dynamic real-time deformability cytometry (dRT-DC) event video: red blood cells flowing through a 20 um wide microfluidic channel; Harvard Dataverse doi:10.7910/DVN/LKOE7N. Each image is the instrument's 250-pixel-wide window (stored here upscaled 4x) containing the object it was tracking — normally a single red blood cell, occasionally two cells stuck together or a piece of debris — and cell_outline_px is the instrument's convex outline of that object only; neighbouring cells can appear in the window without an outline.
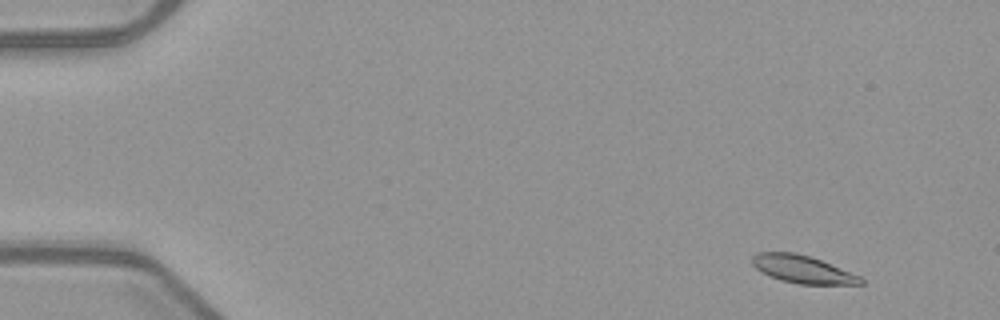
{"species": "common noctule bat (a hibernating species)", "species_latin": "Nyctalus noctula", "temperature_condition": "warm", "stored_images_in_passage": 52, "camera_frame_rate_fps": 3000, "um_per_image_px": 0.085, "animal": {"sex": "female", "body_mass_g": 21.9}, "frame": {"image": 1, "passage_image": 4, "time_ms": 1.0, "image_size_px": [1000, 320], "cell_outline_px": [[864, 284], [796, 284], [768, 276], [760, 272], [752, 264], [752, 256], [756, 252], [796, 252], [820, 260], [860, 276], [864, 280]], "centroid_in_image_um": [68.17, 22.89], "position_along_channel_um": 16.8, "area_um2": 17.46}}
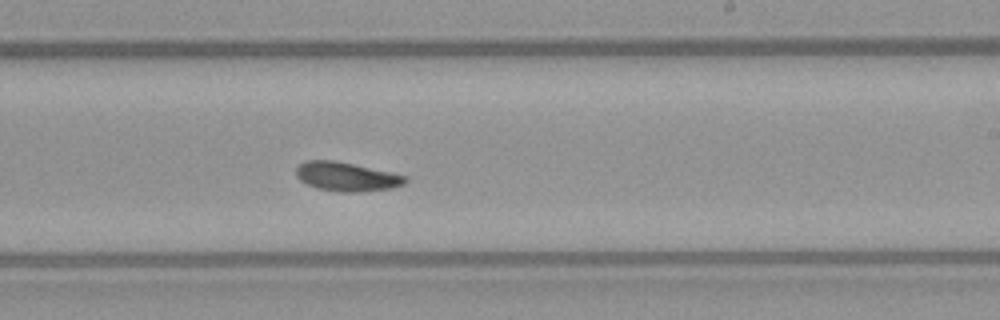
{"frame": {"image": 2, "passage_image": 32, "time_ms": 10.333, "image_size_px": [1000, 320], "cell_outline_px": [[408, 180], [404, 184], [392, 188], [360, 192], [340, 192], [316, 188], [300, 180], [296, 176], [296, 168], [304, 160], [336, 160], [392, 172], [408, 176]], "centroid_in_image_um": [29.48, 15.01], "position_along_channel_um": 259.5, "area_um2": 18.67}}
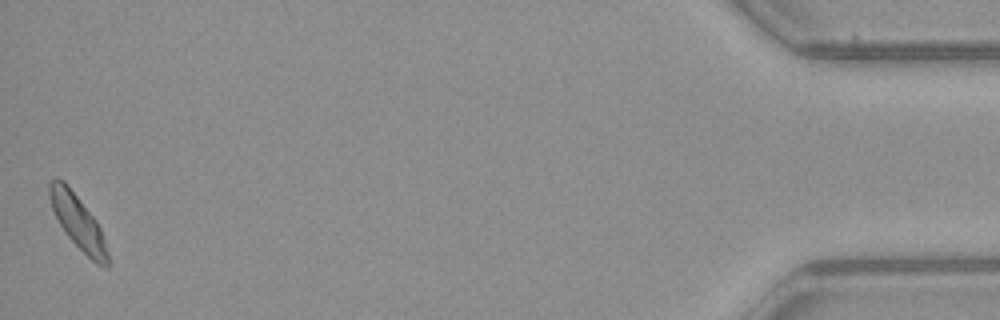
{"frame": {"image": 3, "passage_image": 52, "time_ms": 17.0, "image_size_px": [1000, 320], "cell_outline_px": [[112, 264], [108, 268], [104, 268], [96, 264], [68, 236], [60, 224], [52, 208], [48, 192], [48, 184], [56, 176], [64, 180], [68, 184], [96, 220], [100, 228]], "centroid_in_image_um": [6.65, 18.87], "position_along_channel_um": 428.6, "area_um2": 18.32}, "authors_computed_cell_mechanics": {"area_um2": 18.3226, "velocity_mm_per_s": 3.922, "shape_relaxation_time_tau1_ms": 4.1611, "shape_relaxation_time_tau2_ms": 11.3133, "deformation_change_tau1": 0.1341, "deformation_change_tau2": 0.156}}